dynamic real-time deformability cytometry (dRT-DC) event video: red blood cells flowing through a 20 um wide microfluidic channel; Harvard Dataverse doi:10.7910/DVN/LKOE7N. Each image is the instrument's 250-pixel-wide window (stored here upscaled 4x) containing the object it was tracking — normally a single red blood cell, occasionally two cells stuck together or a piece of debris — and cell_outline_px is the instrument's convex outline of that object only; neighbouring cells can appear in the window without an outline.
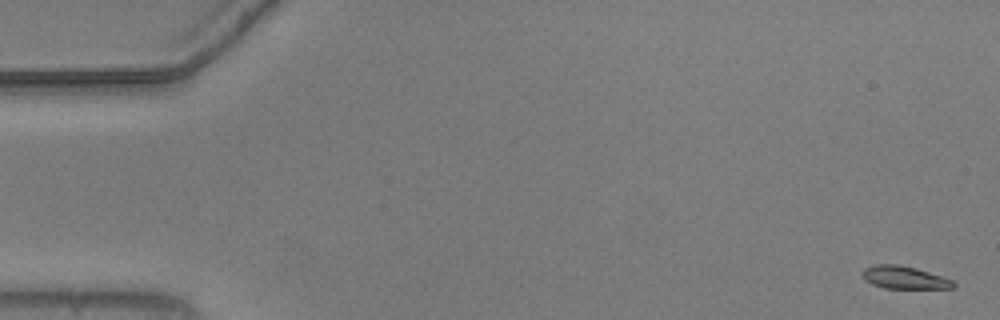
{"species": "common noctule bat (a hibernating species)", "species_latin": "Nyctalus noctula", "temperature_condition": "warm", "stored_images_in_passage": 55, "camera_frame_rate_fps": 3000, "um_per_image_px": 0.085, "animal": {"sex": "male", "body_mass_g": 20.5, "forearm_length_mm": 52.5}, "frame": {"image": 1, "passage_image": 1, "time_ms": 0.0, "image_size_px": [1000, 320], "cell_outline_px": [[956, 284], [952, 288], [884, 288], [872, 284], [864, 280], [860, 276], [860, 272], [864, 268], [872, 264], [896, 264], [916, 268], [952, 280]], "centroid_in_image_um": [76.77, 23.58], "position_along_channel_um": 8.2, "area_um2": 12.08}}
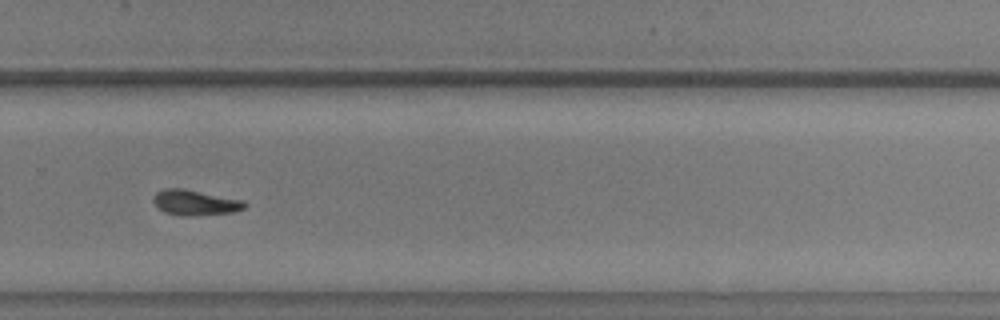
{"frame": {"image": 2, "passage_image": 37, "time_ms": 12.0, "image_size_px": [1000, 320], "cell_outline_px": [[248, 204], [244, 208], [232, 212], [192, 216], [164, 212], [156, 208], [152, 200], [152, 196], [156, 192], [164, 188], [184, 188], [244, 200]], "centroid_in_image_um": [16.55, 17.2], "position_along_channel_um": 313.2, "area_um2": 13.64}}
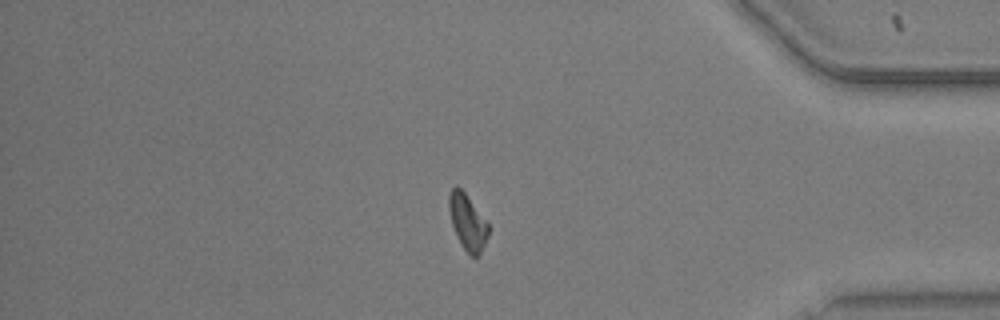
{"frame": {"image": 3, "passage_image": 46, "time_ms": 15.0, "image_size_px": [1000, 320], "cell_outline_px": [[488, 236], [480, 256], [468, 256], [456, 236], [452, 224], [448, 208], [448, 196], [452, 188], [456, 184], [464, 192], [488, 224]], "centroid_in_image_um": [39.72, 18.91], "position_along_channel_um": 395.5, "area_um2": 12.77}, "authors_computed_cell_mechanics": {"area_um2": 13.0628, "velocity_mm_per_s": 3.7117, "shape_relaxation_time_tau1_ms": null, "shape_relaxation_time_tau2_ms": 7.1664, "deformation_change_tau1": null, "deformation_change_tau2": 0.1267}}